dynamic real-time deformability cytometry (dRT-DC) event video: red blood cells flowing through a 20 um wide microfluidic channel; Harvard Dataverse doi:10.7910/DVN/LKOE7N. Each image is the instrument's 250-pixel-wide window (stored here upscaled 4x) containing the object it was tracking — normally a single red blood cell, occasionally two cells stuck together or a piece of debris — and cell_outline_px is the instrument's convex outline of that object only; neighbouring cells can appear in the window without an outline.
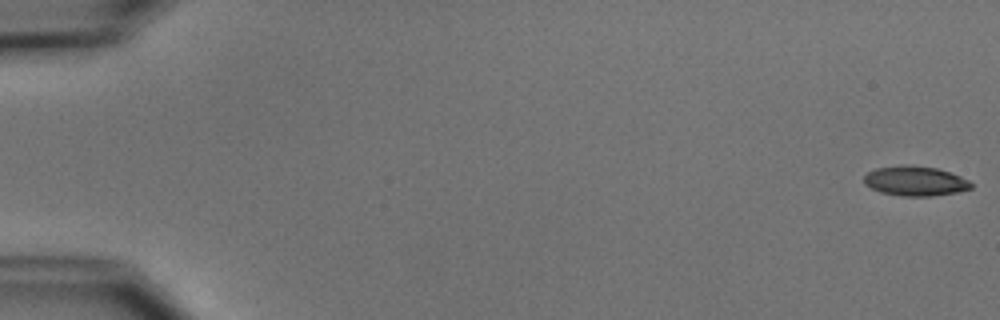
{"species": "common noctule bat (a hibernating species)", "species_latin": "Nyctalus noctula", "temperature_condition": "cold", "stored_images_in_passage": 9, "camera_frame_rate_fps": 3000, "um_per_image_px": 0.085, "animal": {"sex": "male", "body_mass_g": 15.6}, "frame": {"image": 1, "passage_image": 1, "time_ms": 0.0, "image_size_px": [1000, 320], "cell_outline_px": [[972, 188], [956, 192], [932, 196], [900, 196], [880, 192], [864, 184], [864, 176], [868, 172], [876, 168], [904, 164], [908, 164], [936, 168], [960, 176], [968, 180], [972, 184]], "centroid_in_image_um": [77.76, 15.38], "position_along_channel_um": 7.2, "area_um2": 18.55}}